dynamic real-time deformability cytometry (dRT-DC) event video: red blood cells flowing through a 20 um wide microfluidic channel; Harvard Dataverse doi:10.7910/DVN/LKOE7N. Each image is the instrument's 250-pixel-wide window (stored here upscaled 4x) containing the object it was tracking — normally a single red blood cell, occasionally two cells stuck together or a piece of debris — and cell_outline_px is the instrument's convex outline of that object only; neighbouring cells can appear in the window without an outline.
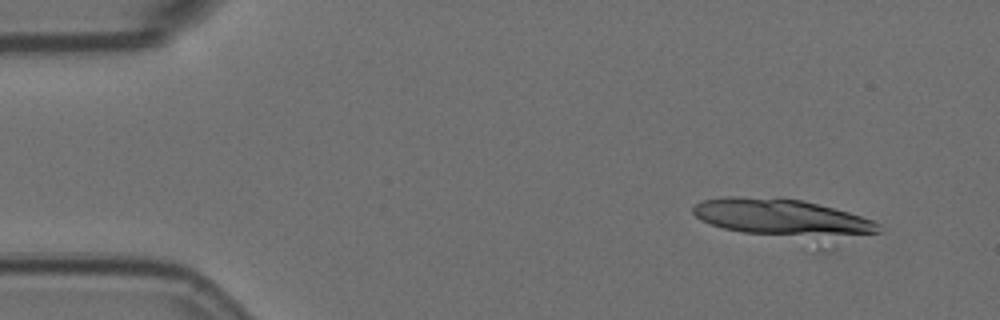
{"species": "Egyptian fruit bat (a non-hibernating species)", "species_latin": "Rousettus aegyptiacus", "temperature_condition": "room temperature", "stored_images_in_passage": 6, "camera_frame_rate_fps": 3000, "um_per_image_px": 0.085, "animal": {"sex": "female"}, "frame": {"image": 1, "passage_image": 1, "time_ms": 0.0, "image_size_px": [1000, 320], "cell_outline_px": [[880, 232], [744, 232], [724, 228], [700, 220], [692, 212], [692, 208], [696, 204], [704, 200], [724, 196], [736, 196], [800, 200], [848, 212], [872, 220], [880, 224]], "centroid_in_image_um": [66.21, 18.36], "position_along_channel_um": 18.8, "area_um2": 36.01}}